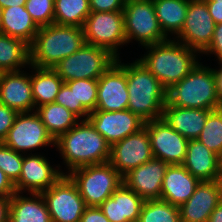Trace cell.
Masks as SVG:
<instances>
[{"mask_svg":"<svg viewBox=\"0 0 222 222\" xmlns=\"http://www.w3.org/2000/svg\"><path fill=\"white\" fill-rule=\"evenodd\" d=\"M55 148L62 156L69 172L84 166L109 162L110 144L90 121L80 120L55 140Z\"/></svg>","mask_w":222,"mask_h":222,"instance_id":"obj_1","label":"cell"},{"mask_svg":"<svg viewBox=\"0 0 222 222\" xmlns=\"http://www.w3.org/2000/svg\"><path fill=\"white\" fill-rule=\"evenodd\" d=\"M172 39L145 46L148 51L138 59L166 89L180 82L200 63L196 56L199 52Z\"/></svg>","mask_w":222,"mask_h":222,"instance_id":"obj_2","label":"cell"},{"mask_svg":"<svg viewBox=\"0 0 222 222\" xmlns=\"http://www.w3.org/2000/svg\"><path fill=\"white\" fill-rule=\"evenodd\" d=\"M85 43L83 27L51 24L39 28L30 45V64L53 68Z\"/></svg>","mask_w":222,"mask_h":222,"instance_id":"obj_3","label":"cell"},{"mask_svg":"<svg viewBox=\"0 0 222 222\" xmlns=\"http://www.w3.org/2000/svg\"><path fill=\"white\" fill-rule=\"evenodd\" d=\"M127 109L143 121L161 119L166 104L167 89L138 59L126 63Z\"/></svg>","mask_w":222,"mask_h":222,"instance_id":"obj_4","label":"cell"},{"mask_svg":"<svg viewBox=\"0 0 222 222\" xmlns=\"http://www.w3.org/2000/svg\"><path fill=\"white\" fill-rule=\"evenodd\" d=\"M165 105L208 110L221 108L214 68L198 63L180 82L167 89Z\"/></svg>","mask_w":222,"mask_h":222,"instance_id":"obj_5","label":"cell"},{"mask_svg":"<svg viewBox=\"0 0 222 222\" xmlns=\"http://www.w3.org/2000/svg\"><path fill=\"white\" fill-rule=\"evenodd\" d=\"M67 175L86 206L99 207L123 184V177L109 162L80 167Z\"/></svg>","mask_w":222,"mask_h":222,"instance_id":"obj_6","label":"cell"},{"mask_svg":"<svg viewBox=\"0 0 222 222\" xmlns=\"http://www.w3.org/2000/svg\"><path fill=\"white\" fill-rule=\"evenodd\" d=\"M116 61L117 57L109 50L84 43L77 52L62 59L52 69L64 82L78 79H98Z\"/></svg>","mask_w":222,"mask_h":222,"instance_id":"obj_7","label":"cell"},{"mask_svg":"<svg viewBox=\"0 0 222 222\" xmlns=\"http://www.w3.org/2000/svg\"><path fill=\"white\" fill-rule=\"evenodd\" d=\"M123 15L127 43L133 39L145 47L170 38L159 25L152 0L125 1Z\"/></svg>","mask_w":222,"mask_h":222,"instance_id":"obj_8","label":"cell"},{"mask_svg":"<svg viewBox=\"0 0 222 222\" xmlns=\"http://www.w3.org/2000/svg\"><path fill=\"white\" fill-rule=\"evenodd\" d=\"M85 43L109 50L120 58L118 49L126 44L123 11L91 12L83 26Z\"/></svg>","mask_w":222,"mask_h":222,"instance_id":"obj_9","label":"cell"},{"mask_svg":"<svg viewBox=\"0 0 222 222\" xmlns=\"http://www.w3.org/2000/svg\"><path fill=\"white\" fill-rule=\"evenodd\" d=\"M42 196L52 222H80L86 207L77 186L68 175H63Z\"/></svg>","mask_w":222,"mask_h":222,"instance_id":"obj_10","label":"cell"},{"mask_svg":"<svg viewBox=\"0 0 222 222\" xmlns=\"http://www.w3.org/2000/svg\"><path fill=\"white\" fill-rule=\"evenodd\" d=\"M3 143L12 150L26 155L27 151L31 152L33 149L55 146V140L35 111L18 113Z\"/></svg>","mask_w":222,"mask_h":222,"instance_id":"obj_11","label":"cell"},{"mask_svg":"<svg viewBox=\"0 0 222 222\" xmlns=\"http://www.w3.org/2000/svg\"><path fill=\"white\" fill-rule=\"evenodd\" d=\"M215 25L204 0H189L184 25L175 40L201 54L211 43Z\"/></svg>","mask_w":222,"mask_h":222,"instance_id":"obj_12","label":"cell"},{"mask_svg":"<svg viewBox=\"0 0 222 222\" xmlns=\"http://www.w3.org/2000/svg\"><path fill=\"white\" fill-rule=\"evenodd\" d=\"M152 158L150 136L144 127L111 145L109 163L123 177Z\"/></svg>","mask_w":222,"mask_h":222,"instance_id":"obj_13","label":"cell"},{"mask_svg":"<svg viewBox=\"0 0 222 222\" xmlns=\"http://www.w3.org/2000/svg\"><path fill=\"white\" fill-rule=\"evenodd\" d=\"M144 127L150 136L153 157L168 165H182L189 140L176 132L162 118L147 121Z\"/></svg>","mask_w":222,"mask_h":222,"instance_id":"obj_14","label":"cell"},{"mask_svg":"<svg viewBox=\"0 0 222 222\" xmlns=\"http://www.w3.org/2000/svg\"><path fill=\"white\" fill-rule=\"evenodd\" d=\"M117 61L98 78L97 104L95 110H127L129 93L127 90L126 64Z\"/></svg>","mask_w":222,"mask_h":222,"instance_id":"obj_15","label":"cell"},{"mask_svg":"<svg viewBox=\"0 0 222 222\" xmlns=\"http://www.w3.org/2000/svg\"><path fill=\"white\" fill-rule=\"evenodd\" d=\"M37 153L24 154L19 180L14 184L16 192L22 195L27 190L29 193H42L55 184L64 172L53 165L45 156ZM24 191V192H23Z\"/></svg>","mask_w":222,"mask_h":222,"instance_id":"obj_16","label":"cell"},{"mask_svg":"<svg viewBox=\"0 0 222 222\" xmlns=\"http://www.w3.org/2000/svg\"><path fill=\"white\" fill-rule=\"evenodd\" d=\"M88 120L110 146L140 131L145 126V121L128 109L122 111L94 110L89 114Z\"/></svg>","mask_w":222,"mask_h":222,"instance_id":"obj_17","label":"cell"},{"mask_svg":"<svg viewBox=\"0 0 222 222\" xmlns=\"http://www.w3.org/2000/svg\"><path fill=\"white\" fill-rule=\"evenodd\" d=\"M167 167L166 162L153 157L124 175L123 183L144 200L160 199Z\"/></svg>","mask_w":222,"mask_h":222,"instance_id":"obj_18","label":"cell"},{"mask_svg":"<svg viewBox=\"0 0 222 222\" xmlns=\"http://www.w3.org/2000/svg\"><path fill=\"white\" fill-rule=\"evenodd\" d=\"M219 203V180L200 181L194 194L178 207L181 222H208Z\"/></svg>","mask_w":222,"mask_h":222,"instance_id":"obj_19","label":"cell"},{"mask_svg":"<svg viewBox=\"0 0 222 222\" xmlns=\"http://www.w3.org/2000/svg\"><path fill=\"white\" fill-rule=\"evenodd\" d=\"M0 103L18 113L35 111L31 74L24 70L5 72L0 82Z\"/></svg>","mask_w":222,"mask_h":222,"instance_id":"obj_20","label":"cell"},{"mask_svg":"<svg viewBox=\"0 0 222 222\" xmlns=\"http://www.w3.org/2000/svg\"><path fill=\"white\" fill-rule=\"evenodd\" d=\"M144 202L123 183L99 208L110 222H138Z\"/></svg>","mask_w":222,"mask_h":222,"instance_id":"obj_21","label":"cell"},{"mask_svg":"<svg viewBox=\"0 0 222 222\" xmlns=\"http://www.w3.org/2000/svg\"><path fill=\"white\" fill-rule=\"evenodd\" d=\"M199 183L200 181L183 165H168L163 179L160 200L179 207L194 194Z\"/></svg>","mask_w":222,"mask_h":222,"instance_id":"obj_22","label":"cell"},{"mask_svg":"<svg viewBox=\"0 0 222 222\" xmlns=\"http://www.w3.org/2000/svg\"><path fill=\"white\" fill-rule=\"evenodd\" d=\"M220 156L197 139L188 141L182 165L199 181H214L219 177Z\"/></svg>","mask_w":222,"mask_h":222,"instance_id":"obj_23","label":"cell"},{"mask_svg":"<svg viewBox=\"0 0 222 222\" xmlns=\"http://www.w3.org/2000/svg\"><path fill=\"white\" fill-rule=\"evenodd\" d=\"M212 110L165 105L162 119L188 140L197 139Z\"/></svg>","mask_w":222,"mask_h":222,"instance_id":"obj_24","label":"cell"},{"mask_svg":"<svg viewBox=\"0 0 222 222\" xmlns=\"http://www.w3.org/2000/svg\"><path fill=\"white\" fill-rule=\"evenodd\" d=\"M39 26L23 6H11L2 11L0 33L18 38L31 45L34 41Z\"/></svg>","mask_w":222,"mask_h":222,"instance_id":"obj_25","label":"cell"},{"mask_svg":"<svg viewBox=\"0 0 222 222\" xmlns=\"http://www.w3.org/2000/svg\"><path fill=\"white\" fill-rule=\"evenodd\" d=\"M20 194L11 197L9 222H52L41 193H29L30 197Z\"/></svg>","mask_w":222,"mask_h":222,"instance_id":"obj_26","label":"cell"},{"mask_svg":"<svg viewBox=\"0 0 222 222\" xmlns=\"http://www.w3.org/2000/svg\"><path fill=\"white\" fill-rule=\"evenodd\" d=\"M33 68L31 73L32 94L35 109L48 103H54L60 87L64 83L63 79L52 68Z\"/></svg>","mask_w":222,"mask_h":222,"instance_id":"obj_27","label":"cell"},{"mask_svg":"<svg viewBox=\"0 0 222 222\" xmlns=\"http://www.w3.org/2000/svg\"><path fill=\"white\" fill-rule=\"evenodd\" d=\"M163 33L177 35L185 22L189 0H152Z\"/></svg>","mask_w":222,"mask_h":222,"instance_id":"obj_28","label":"cell"},{"mask_svg":"<svg viewBox=\"0 0 222 222\" xmlns=\"http://www.w3.org/2000/svg\"><path fill=\"white\" fill-rule=\"evenodd\" d=\"M35 112L54 140L80 121L75 114L55 102L37 107Z\"/></svg>","mask_w":222,"mask_h":222,"instance_id":"obj_29","label":"cell"},{"mask_svg":"<svg viewBox=\"0 0 222 222\" xmlns=\"http://www.w3.org/2000/svg\"><path fill=\"white\" fill-rule=\"evenodd\" d=\"M30 64V45L18 38L0 33V69L18 71Z\"/></svg>","mask_w":222,"mask_h":222,"instance_id":"obj_30","label":"cell"},{"mask_svg":"<svg viewBox=\"0 0 222 222\" xmlns=\"http://www.w3.org/2000/svg\"><path fill=\"white\" fill-rule=\"evenodd\" d=\"M91 13L89 0H54V23L83 27Z\"/></svg>","mask_w":222,"mask_h":222,"instance_id":"obj_31","label":"cell"},{"mask_svg":"<svg viewBox=\"0 0 222 222\" xmlns=\"http://www.w3.org/2000/svg\"><path fill=\"white\" fill-rule=\"evenodd\" d=\"M138 222H181L178 206L160 200H145Z\"/></svg>","mask_w":222,"mask_h":222,"instance_id":"obj_32","label":"cell"},{"mask_svg":"<svg viewBox=\"0 0 222 222\" xmlns=\"http://www.w3.org/2000/svg\"><path fill=\"white\" fill-rule=\"evenodd\" d=\"M197 140L217 155H222V107L208 114Z\"/></svg>","mask_w":222,"mask_h":222,"instance_id":"obj_33","label":"cell"},{"mask_svg":"<svg viewBox=\"0 0 222 222\" xmlns=\"http://www.w3.org/2000/svg\"><path fill=\"white\" fill-rule=\"evenodd\" d=\"M65 83L74 91L75 106H83L89 113L96 109L98 79H78Z\"/></svg>","mask_w":222,"mask_h":222,"instance_id":"obj_34","label":"cell"},{"mask_svg":"<svg viewBox=\"0 0 222 222\" xmlns=\"http://www.w3.org/2000/svg\"><path fill=\"white\" fill-rule=\"evenodd\" d=\"M24 154L18 153L0 142V169L15 184L21 173Z\"/></svg>","mask_w":222,"mask_h":222,"instance_id":"obj_35","label":"cell"},{"mask_svg":"<svg viewBox=\"0 0 222 222\" xmlns=\"http://www.w3.org/2000/svg\"><path fill=\"white\" fill-rule=\"evenodd\" d=\"M25 9L39 27L54 23V0H27Z\"/></svg>","mask_w":222,"mask_h":222,"instance_id":"obj_36","label":"cell"},{"mask_svg":"<svg viewBox=\"0 0 222 222\" xmlns=\"http://www.w3.org/2000/svg\"><path fill=\"white\" fill-rule=\"evenodd\" d=\"M55 103L64 106L81 120H87L90 114L83 106H75L74 91L65 82L59 89Z\"/></svg>","mask_w":222,"mask_h":222,"instance_id":"obj_37","label":"cell"},{"mask_svg":"<svg viewBox=\"0 0 222 222\" xmlns=\"http://www.w3.org/2000/svg\"><path fill=\"white\" fill-rule=\"evenodd\" d=\"M18 112L0 103V142L7 137L9 129L13 126Z\"/></svg>","mask_w":222,"mask_h":222,"instance_id":"obj_38","label":"cell"},{"mask_svg":"<svg viewBox=\"0 0 222 222\" xmlns=\"http://www.w3.org/2000/svg\"><path fill=\"white\" fill-rule=\"evenodd\" d=\"M91 12L123 11L125 0H89Z\"/></svg>","mask_w":222,"mask_h":222,"instance_id":"obj_39","label":"cell"},{"mask_svg":"<svg viewBox=\"0 0 222 222\" xmlns=\"http://www.w3.org/2000/svg\"><path fill=\"white\" fill-rule=\"evenodd\" d=\"M214 54L219 64H222V23L216 24L210 45L202 54Z\"/></svg>","mask_w":222,"mask_h":222,"instance_id":"obj_40","label":"cell"},{"mask_svg":"<svg viewBox=\"0 0 222 222\" xmlns=\"http://www.w3.org/2000/svg\"><path fill=\"white\" fill-rule=\"evenodd\" d=\"M80 222H110L99 207L86 206Z\"/></svg>","mask_w":222,"mask_h":222,"instance_id":"obj_41","label":"cell"},{"mask_svg":"<svg viewBox=\"0 0 222 222\" xmlns=\"http://www.w3.org/2000/svg\"><path fill=\"white\" fill-rule=\"evenodd\" d=\"M16 193L15 186L0 169V198L12 197Z\"/></svg>","mask_w":222,"mask_h":222,"instance_id":"obj_42","label":"cell"},{"mask_svg":"<svg viewBox=\"0 0 222 222\" xmlns=\"http://www.w3.org/2000/svg\"><path fill=\"white\" fill-rule=\"evenodd\" d=\"M208 11L215 24L222 23V5H215V1H205Z\"/></svg>","mask_w":222,"mask_h":222,"instance_id":"obj_43","label":"cell"},{"mask_svg":"<svg viewBox=\"0 0 222 222\" xmlns=\"http://www.w3.org/2000/svg\"><path fill=\"white\" fill-rule=\"evenodd\" d=\"M11 197L0 198V222H9Z\"/></svg>","mask_w":222,"mask_h":222,"instance_id":"obj_44","label":"cell"},{"mask_svg":"<svg viewBox=\"0 0 222 222\" xmlns=\"http://www.w3.org/2000/svg\"><path fill=\"white\" fill-rule=\"evenodd\" d=\"M219 65V69H214V76L216 80L217 95L222 103V64Z\"/></svg>","mask_w":222,"mask_h":222,"instance_id":"obj_45","label":"cell"},{"mask_svg":"<svg viewBox=\"0 0 222 222\" xmlns=\"http://www.w3.org/2000/svg\"><path fill=\"white\" fill-rule=\"evenodd\" d=\"M208 222H222V203H219L211 213Z\"/></svg>","mask_w":222,"mask_h":222,"instance_id":"obj_46","label":"cell"},{"mask_svg":"<svg viewBox=\"0 0 222 222\" xmlns=\"http://www.w3.org/2000/svg\"><path fill=\"white\" fill-rule=\"evenodd\" d=\"M27 0H0V7L2 9L13 6H23Z\"/></svg>","mask_w":222,"mask_h":222,"instance_id":"obj_47","label":"cell"},{"mask_svg":"<svg viewBox=\"0 0 222 222\" xmlns=\"http://www.w3.org/2000/svg\"><path fill=\"white\" fill-rule=\"evenodd\" d=\"M219 181H222V155L220 156V161H219Z\"/></svg>","mask_w":222,"mask_h":222,"instance_id":"obj_48","label":"cell"},{"mask_svg":"<svg viewBox=\"0 0 222 222\" xmlns=\"http://www.w3.org/2000/svg\"><path fill=\"white\" fill-rule=\"evenodd\" d=\"M219 188H220V203H222V181H219Z\"/></svg>","mask_w":222,"mask_h":222,"instance_id":"obj_49","label":"cell"},{"mask_svg":"<svg viewBox=\"0 0 222 222\" xmlns=\"http://www.w3.org/2000/svg\"><path fill=\"white\" fill-rule=\"evenodd\" d=\"M204 1H215V5H222V0H204Z\"/></svg>","mask_w":222,"mask_h":222,"instance_id":"obj_50","label":"cell"},{"mask_svg":"<svg viewBox=\"0 0 222 222\" xmlns=\"http://www.w3.org/2000/svg\"><path fill=\"white\" fill-rule=\"evenodd\" d=\"M2 11L3 9L0 7V27H1V21H2Z\"/></svg>","mask_w":222,"mask_h":222,"instance_id":"obj_51","label":"cell"},{"mask_svg":"<svg viewBox=\"0 0 222 222\" xmlns=\"http://www.w3.org/2000/svg\"><path fill=\"white\" fill-rule=\"evenodd\" d=\"M5 72L2 70V69H0V82H1V80H2V77H3V74H4Z\"/></svg>","mask_w":222,"mask_h":222,"instance_id":"obj_52","label":"cell"}]
</instances>
